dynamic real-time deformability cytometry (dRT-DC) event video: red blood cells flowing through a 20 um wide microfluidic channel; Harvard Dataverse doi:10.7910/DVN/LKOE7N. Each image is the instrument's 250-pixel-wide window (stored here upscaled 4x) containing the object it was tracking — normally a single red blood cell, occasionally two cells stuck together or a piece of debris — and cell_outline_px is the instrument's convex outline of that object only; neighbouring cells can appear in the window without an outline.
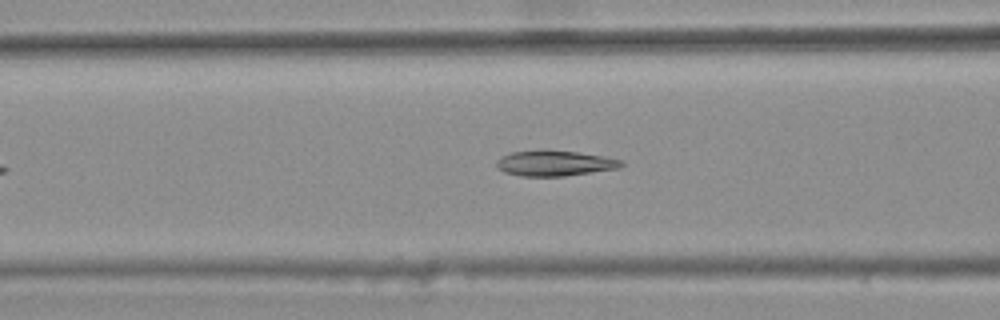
{"species": "common noctule bat (a hibernating species)", "species_latin": "Nyctalus noctula", "temperature_condition": "warm", "stored_images_in_passage": 36, "camera_frame_rate_fps": 3000, "um_per_image_px": 0.085, "animal": {"sex": "female", "body_mass_g": 25.1}, "frame": {"image": 1, "passage_image": 14, "time_ms": 4.333, "image_size_px": [1000, 320], "cell_outline_px": [[624, 164], [620, 168], [564, 176], [520, 176], [504, 172], [496, 168], [496, 160], [512, 152], [544, 148], [576, 152], [624, 160]], "centroid_in_image_um": [47.12, 13.86], "position_along_channel_um": 119.5, "area_um2": 18.79}}
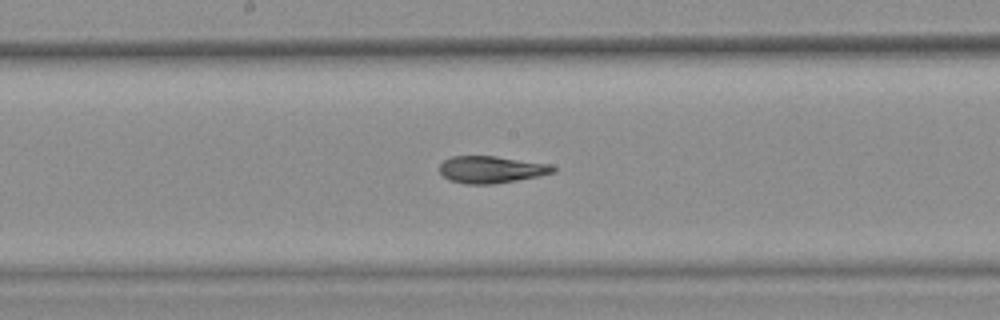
{"frame": {"image": 2, "passage_image": 21, "time_ms": 6.667, "image_size_px": [1000, 320], "cell_outline_px": [[556, 172], [540, 176], [492, 184], [464, 184], [448, 180], [440, 172], [440, 164], [444, 160], [452, 156], [496, 156], [548, 164], [556, 168]], "centroid_in_image_um": [41.74, 14.41], "position_along_channel_um": 206.5, "area_um2": 17.86}}
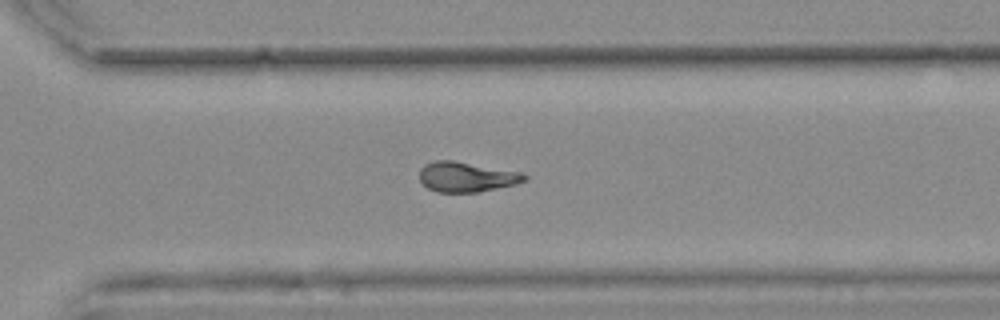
{"frame": {"image": 3, "passage_image": 31, "time_ms": 10.0, "image_size_px": [1000, 320], "cell_outline_px": [[528, 180], [516, 184], [476, 192], [436, 192], [428, 188], [420, 180], [420, 168], [424, 164], [436, 160], [452, 160], [520, 172], [528, 176]], "centroid_in_image_um": [39.64, 15.03], "position_along_channel_um": 331.0, "area_um2": 18.26}, "authors_computed_cell_mechanics": {"area_um2": 18.496, "velocity_mm_per_s": 3.7378, "shape_relaxation_time_tau1_ms": 9.6308, "shape_relaxation_time_tau2_ms": 2.7432, "deformation_change_tau1": 0.2319, "deformation_change_tau2": 0.0941}}